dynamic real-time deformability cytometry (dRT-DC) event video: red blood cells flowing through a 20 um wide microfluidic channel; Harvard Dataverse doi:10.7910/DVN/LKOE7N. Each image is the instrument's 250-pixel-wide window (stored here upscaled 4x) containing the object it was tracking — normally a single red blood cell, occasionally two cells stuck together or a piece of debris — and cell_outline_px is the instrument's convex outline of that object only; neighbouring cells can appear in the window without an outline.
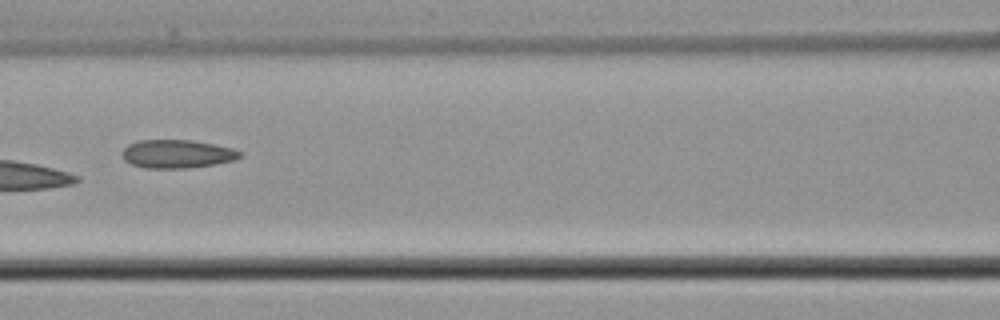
{"species": "common noctule bat (a hibernating species)", "species_latin": "Nyctalus noctula", "temperature_condition": "cold", "stored_images_in_passage": 3, "camera_frame_rate_fps": 3000, "um_per_image_px": 0.085, "animal": {"sex": "male", "body_mass_g": 21.5, "forearm_length_mm": 52.0}, "frame": {"image": 1, "passage_image": 3, "time_ms": 0.667, "image_size_px": [1000, 320], "cell_outline_px": [[244, 156], [232, 160], [216, 164], [188, 168], [144, 168], [132, 164], [124, 160], [120, 152], [128, 144], [140, 140], [192, 140], [232, 148], [244, 152]], "centroid_in_image_um": [15.05, 13.08], "position_along_channel_um": 151.5, "area_um2": 19.59}}